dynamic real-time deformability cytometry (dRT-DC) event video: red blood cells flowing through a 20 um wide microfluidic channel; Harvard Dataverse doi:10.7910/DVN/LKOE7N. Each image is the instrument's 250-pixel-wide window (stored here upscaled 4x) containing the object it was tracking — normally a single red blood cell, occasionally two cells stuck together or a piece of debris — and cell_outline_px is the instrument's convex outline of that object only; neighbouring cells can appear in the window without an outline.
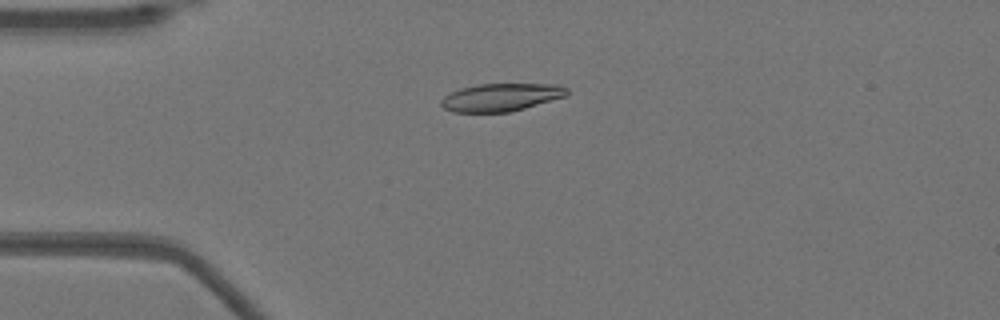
{"species": "Egyptian fruit bat (a non-hibernating species)", "species_latin": "Rousettus aegyptiacus", "temperature_condition": "warm", "stored_images_in_passage": 52, "camera_frame_rate_fps": 3000, "um_per_image_px": 0.085, "animal": {"sex": "female"}, "frame": {"image": 1, "passage_image": 13, "time_ms": 4.0, "image_size_px": [1000, 320], "cell_outline_px": [[568, 92], [564, 96], [524, 108], [508, 112], [452, 112], [444, 108], [440, 104], [440, 100], [448, 92], [460, 88], [480, 84], [560, 84], [568, 88]], "centroid_in_image_um": [42.53, 8.26], "position_along_channel_um": 42.5, "area_um2": 20.35}}
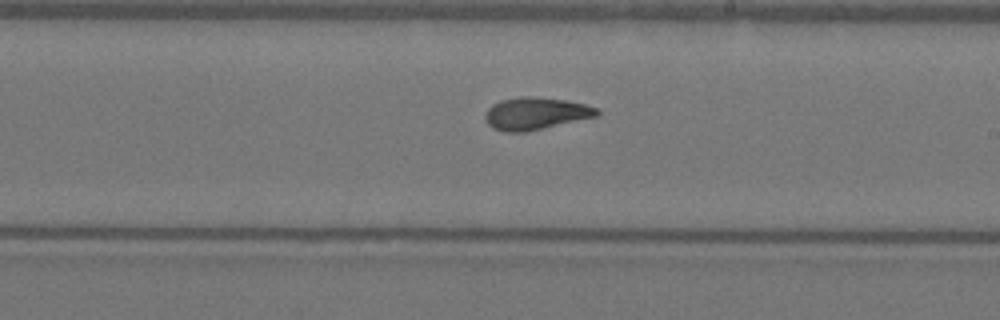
{"frame": {"image": 2, "passage_image": 30, "time_ms": 9.667, "image_size_px": [1000, 320], "cell_outline_px": [[600, 116], [524, 132], [504, 132], [492, 128], [488, 124], [484, 116], [488, 108], [492, 104], [500, 100], [520, 96], [528, 96], [568, 100], [584, 104], [596, 108], [600, 112]], "centroid_in_image_um": [45.52, 9.64], "position_along_channel_um": 243.5, "area_um2": 21.15}}
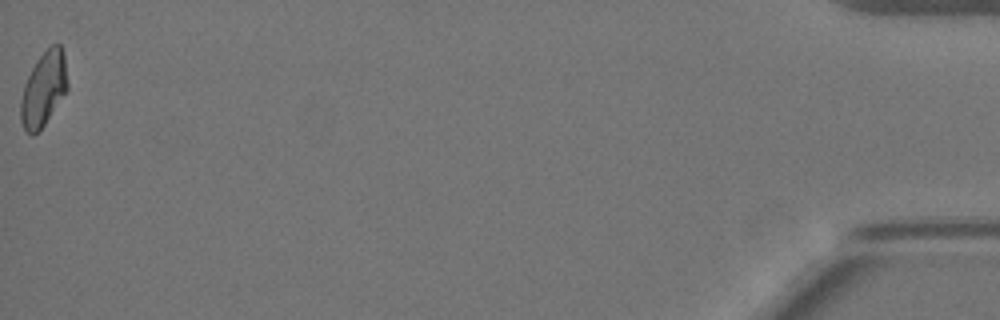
{"frame": {"image": 3, "passage_image": 52, "time_ms": 17.0, "image_size_px": [1000, 320], "cell_outline_px": [[68, 88], [44, 124], [32, 136], [24, 132], [20, 120], [20, 100], [24, 84], [36, 60], [52, 44], [60, 44], [64, 56], [68, 84]], "centroid_in_image_um": [3.68, 7.58], "position_along_channel_um": 431.5, "area_um2": 20.11}, "authors_computed_cell_mechanics": {"area_um2": 20.6924, "velocity_mm_per_s": 3.9407, "shape_relaxation_time_tau1_ms": 7.0339, "shape_relaxation_time_tau2_ms": 2.4655, "deformation_change_tau1": 0.2169, "deformation_change_tau2": 0.0525}}